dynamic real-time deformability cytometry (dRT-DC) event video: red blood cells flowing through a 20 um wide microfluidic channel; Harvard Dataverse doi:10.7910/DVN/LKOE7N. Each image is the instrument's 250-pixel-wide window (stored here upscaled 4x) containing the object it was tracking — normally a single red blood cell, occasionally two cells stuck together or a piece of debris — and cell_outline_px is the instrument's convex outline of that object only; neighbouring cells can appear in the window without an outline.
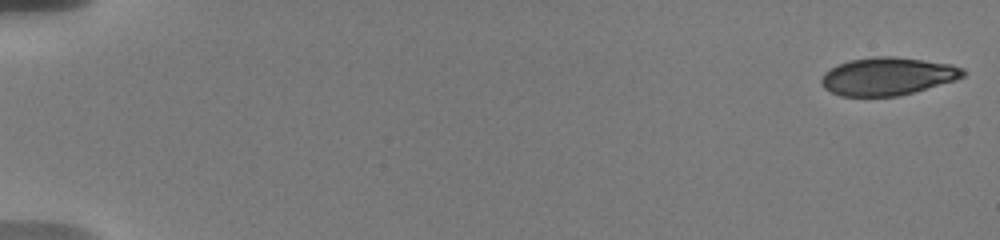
{"species": "human", "species_latin": "Homo sapiens", "temperature_condition": "warm", "stored_images_in_passage": 47, "camera_frame_rate_fps": 3000, "um_per_image_px": 0.085, "donor": {"sex": "male"}, "frame": {"image": 1, "passage_image": 1, "time_ms": 0.0, "image_size_px": [1000, 240], "cell_outline_px": [[964, 76], [956, 80], [900, 96], [840, 96], [824, 88], [820, 80], [824, 72], [836, 64], [848, 60], [872, 56], [896, 56], [952, 64], [964, 68]], "centroid_in_image_um": [75.43, 6.47], "position_along_channel_um": 9.6, "area_um2": 31.56}}
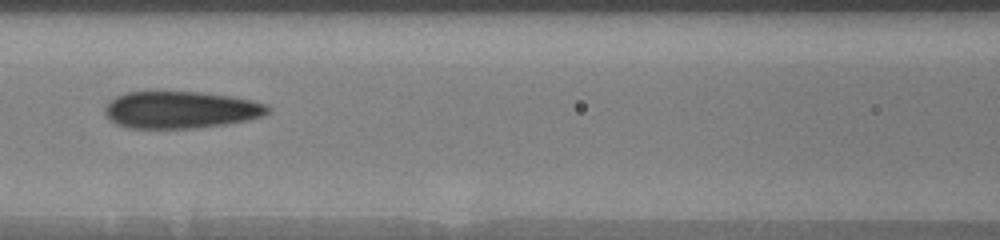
{"frame": {"image": 2, "passage_image": 18, "time_ms": 8.667, "image_size_px": [1000, 240], "cell_outline_px": [[272, 108], [264, 116], [248, 120], [200, 128], [128, 128], [116, 124], [108, 120], [104, 112], [104, 108], [116, 96], [124, 92], [200, 92], [232, 96], [252, 100], [268, 104]], "centroid_in_image_um": [15.38, 9.34], "position_along_channel_um": 151.2, "area_um2": 35.49}}
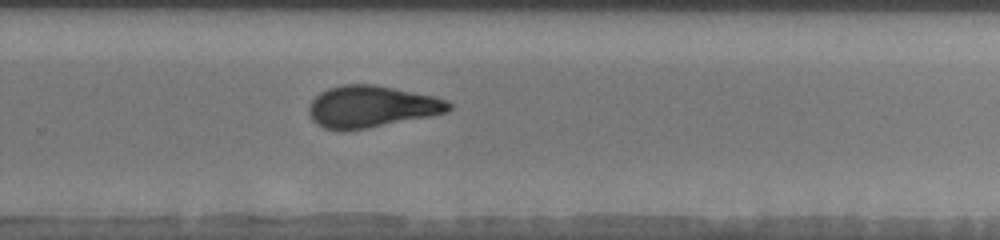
{"frame": {"image": 3, "passage_image": 30, "time_ms": 12.667, "image_size_px": [1000, 240], "cell_outline_px": [[452, 108], [448, 112], [432, 116], [368, 128], [344, 132], [340, 132], [324, 128], [316, 124], [312, 120], [308, 112], [308, 108], [312, 100], [320, 92], [328, 88], [344, 84], [372, 84], [436, 96], [448, 100], [452, 104]], "centroid_in_image_um": [31.58, 9.08], "position_along_channel_um": 298.2, "area_um2": 34.56}, "authors_computed_cell_mechanics": {"area_um2": 33.235, "velocity_mm_per_s": 3.6787, "shape_relaxation_time_tau1_ms": null, "shape_relaxation_time_tau2_ms": 2.2492, "deformation_change_tau1": null, "deformation_change_tau2": 0.065}}